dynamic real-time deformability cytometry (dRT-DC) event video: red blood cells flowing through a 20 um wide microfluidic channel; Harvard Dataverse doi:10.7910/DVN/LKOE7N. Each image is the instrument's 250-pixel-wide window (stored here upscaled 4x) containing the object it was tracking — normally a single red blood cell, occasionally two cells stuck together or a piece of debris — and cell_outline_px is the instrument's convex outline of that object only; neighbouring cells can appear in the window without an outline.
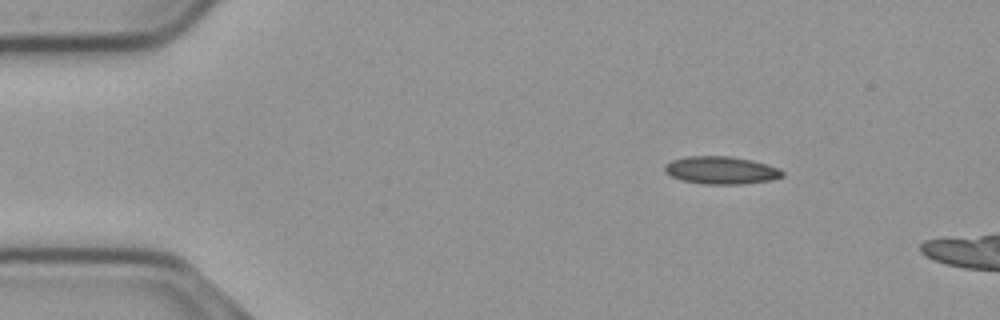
{"species": "common noctule bat (a hibernating species)", "species_latin": "Nyctalus noctula", "temperature_condition": "cold", "stored_images_in_passage": 15, "camera_frame_rate_fps": 3000, "um_per_image_px": 0.085, "animal": {"sex": "male", "body_mass_g": 23.1, "forearm_length_mm": 52.7}, "frame": {"image": 1, "passage_image": 7, "time_ms": 2.0, "image_size_px": [1000, 320], "cell_outline_px": [[784, 176], [772, 180], [744, 184], [704, 184], [680, 180], [664, 172], [664, 164], [672, 160], [688, 156], [728, 156], [752, 160], [768, 164], [780, 168], [784, 172]], "centroid_in_image_um": [61.31, 14.47], "position_along_channel_um": 23.7, "area_um2": 19.19}}